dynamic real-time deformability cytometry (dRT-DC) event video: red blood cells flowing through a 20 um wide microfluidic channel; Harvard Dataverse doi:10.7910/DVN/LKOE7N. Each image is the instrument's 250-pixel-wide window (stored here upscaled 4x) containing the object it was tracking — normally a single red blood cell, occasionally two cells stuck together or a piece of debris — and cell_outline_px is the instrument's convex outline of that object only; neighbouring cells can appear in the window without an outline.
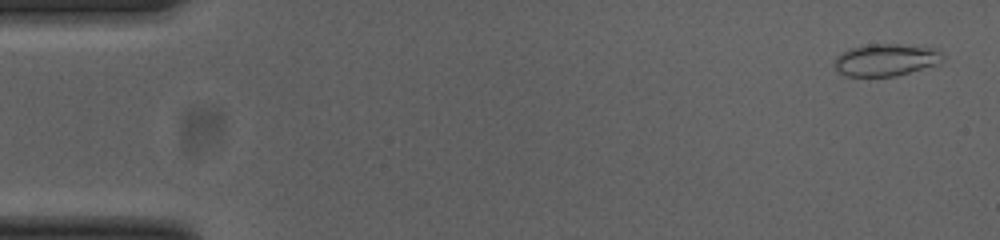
{"species": "common noctule bat (a hibernating species)", "species_latin": "Nyctalus noctula", "temperature_condition": "cold", "stored_images_in_passage": 52, "camera_frame_rate_fps": 3000, "um_per_image_px": 0.085, "animal": {"sex": "female", "body_mass_g": 23.0, "forearm_length_mm": 53.4}, "frame": {"image": 1, "passage_image": 2, "time_ms": 0.333, "image_size_px": [1000, 240], "cell_outline_px": [[944, 56], [940, 64], [896, 76], [844, 76], [836, 72], [832, 64], [836, 56], [840, 52], [852, 48], [872, 44], [900, 44], [936, 48]], "centroid_in_image_um": [75.27, 5.1], "position_along_channel_um": 9.7, "area_um2": 20.63}}
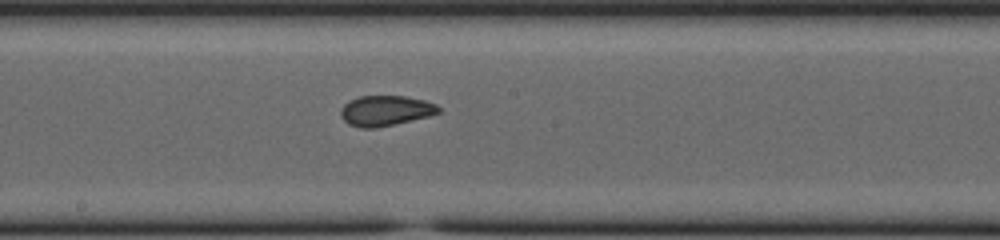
{"frame": {"image": 2, "passage_image": 28, "time_ms": 9.0, "image_size_px": [1000, 240], "cell_outline_px": [[440, 112], [428, 116], [376, 128], [360, 128], [348, 124], [340, 116], [340, 108], [348, 100], [360, 96], [404, 96], [424, 100], [436, 104], [440, 108]], "centroid_in_image_um": [32.72, 9.4], "position_along_channel_um": 215.5, "area_um2": 17.28}}
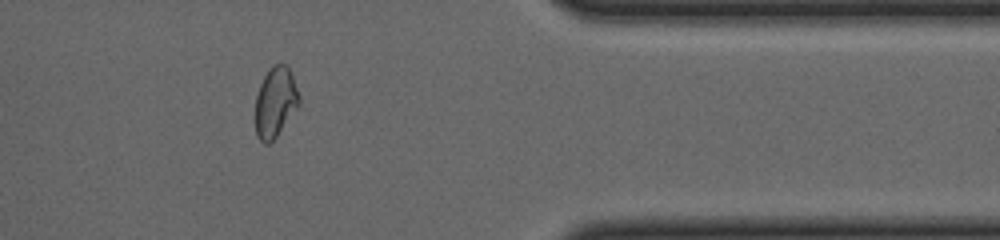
{"frame": {"image": 3, "passage_image": 43, "time_ms": 14.0, "image_size_px": [1000, 240], "cell_outline_px": [[300, 104], [276, 136], [268, 144], [264, 144], [256, 136], [256, 96], [260, 84], [268, 68], [272, 64], [284, 64], [292, 72], [300, 96]], "centroid_in_image_um": [23.41, 8.65], "position_along_channel_um": 388.0, "area_um2": 17.92}, "authors_computed_cell_mechanics": {"area_um2": 18.1203, "velocity_mm_per_s": 3.8694, "shape_relaxation_time_tau1_ms": null, "shape_relaxation_time_tau2_ms": 1.0588, "deformation_change_tau1": null, "deformation_change_tau2": 0.0566}}